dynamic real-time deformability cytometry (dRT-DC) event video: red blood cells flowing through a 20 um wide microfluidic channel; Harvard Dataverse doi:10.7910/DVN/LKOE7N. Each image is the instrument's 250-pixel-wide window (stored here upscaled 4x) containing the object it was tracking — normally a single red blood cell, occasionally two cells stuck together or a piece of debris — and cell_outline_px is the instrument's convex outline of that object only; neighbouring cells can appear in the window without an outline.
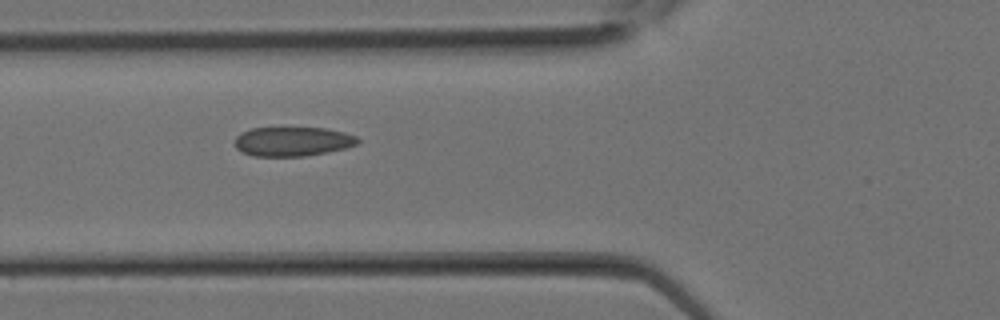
{"species": "Egyptian fruit bat (a non-hibernating species)", "species_latin": "Rousettus aegyptiacus", "temperature_condition": "room temperature", "stored_images_in_passage": 7, "camera_frame_rate_fps": 3000, "um_per_image_px": 0.085, "animal": {"sex": "female"}, "frame": {"image": 1, "passage_image": 2, "time_ms": 0.333, "image_size_px": [1000, 320], "cell_outline_px": [[360, 144], [328, 152], [304, 156], [252, 156], [236, 148], [236, 136], [240, 132], [252, 128], [324, 128], [344, 132], [356, 136], [360, 140]], "centroid_in_image_um": [24.89, 12.02], "position_along_channel_um": 100.9, "area_um2": 20.98}}
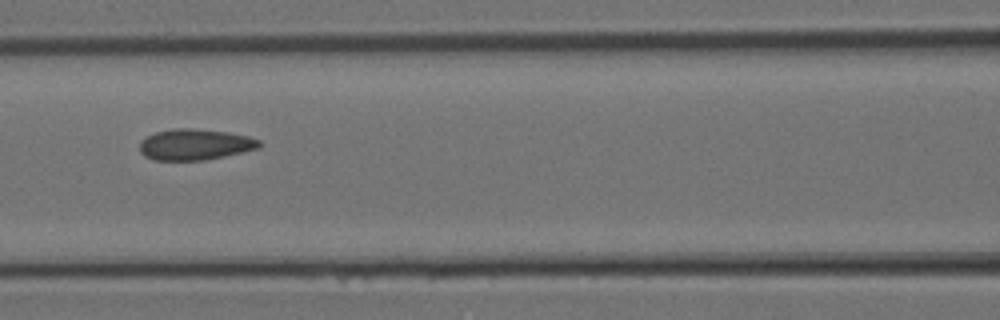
{"frame": {"image": 2, "passage_image": 4, "time_ms": 1.0, "image_size_px": [1000, 320], "cell_outline_px": [[264, 144], [260, 148], [244, 152], [204, 160], [152, 160], [144, 156], [140, 152], [140, 140], [156, 132], [172, 128], [192, 128], [228, 132], [248, 136], [260, 140]], "centroid_in_image_um": [16.6, 12.28], "position_along_channel_um": 150.0, "area_um2": 21.85}}
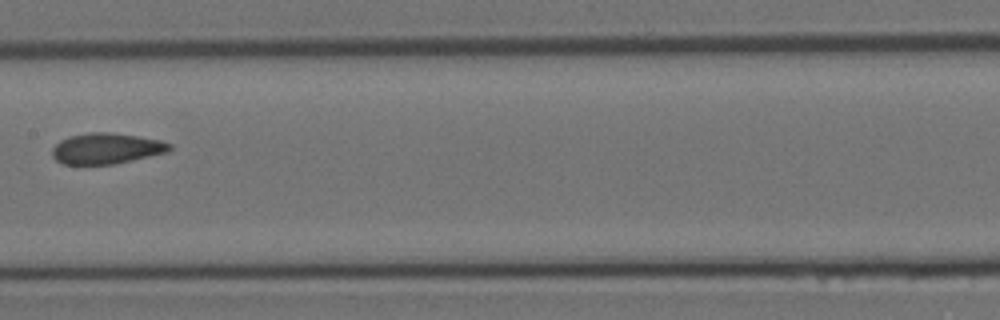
{"frame": {"image": 3, "passage_image": 6, "time_ms": 1.667, "image_size_px": [1000, 320], "cell_outline_px": [[172, 148], [168, 152], [116, 164], [60, 164], [52, 156], [52, 148], [60, 140], [68, 136], [88, 132], [108, 132], [136, 136], [160, 140], [172, 144]], "centroid_in_image_um": [9.03, 12.62], "position_along_channel_um": 198.4, "area_um2": 21.21}}